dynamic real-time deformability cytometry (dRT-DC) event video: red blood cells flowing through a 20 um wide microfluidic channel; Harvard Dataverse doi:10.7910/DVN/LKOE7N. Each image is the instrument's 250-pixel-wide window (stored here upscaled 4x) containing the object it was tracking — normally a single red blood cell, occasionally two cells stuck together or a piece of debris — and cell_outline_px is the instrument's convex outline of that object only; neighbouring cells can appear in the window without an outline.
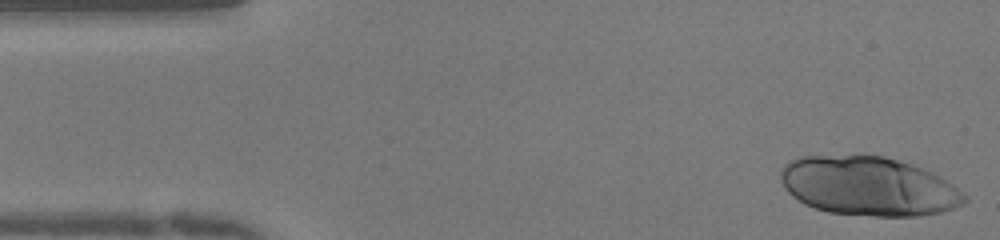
{"species": "human", "species_latin": "Homo sapiens", "temperature_condition": "warm", "stored_images_in_passage": 48, "camera_frame_rate_fps": 3000, "um_per_image_px": 0.085, "donor": {"sex": "female"}, "frame": {"image": 1, "passage_image": 1, "time_ms": 0.0, "image_size_px": [1000, 240], "cell_outline_px": [[968, 200], [964, 204], [940, 212], [920, 216], [872, 216], [828, 212], [804, 204], [792, 196], [784, 188], [780, 180], [780, 172], [784, 164], [788, 160], [800, 156], [884, 156], [912, 164], [932, 172], [940, 176], [964, 192], [968, 196]], "centroid_in_image_um": [73.82, 15.83], "position_along_channel_um": 11.2, "area_um2": 63.46}}